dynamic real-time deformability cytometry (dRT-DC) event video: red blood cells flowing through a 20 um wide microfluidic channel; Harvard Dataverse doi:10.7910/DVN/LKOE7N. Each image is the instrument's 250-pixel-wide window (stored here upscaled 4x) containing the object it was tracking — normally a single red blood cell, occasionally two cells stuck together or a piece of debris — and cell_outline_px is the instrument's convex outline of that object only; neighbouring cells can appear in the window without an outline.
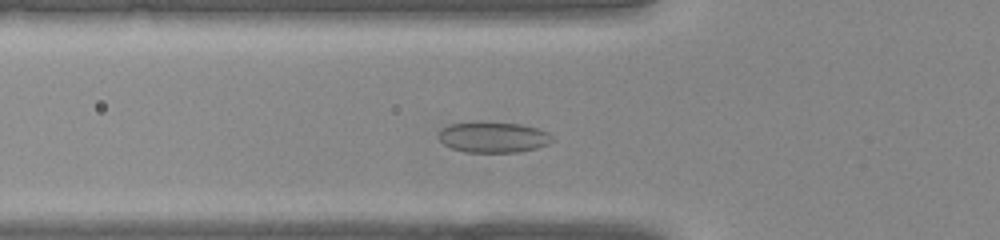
{"species": "common noctule bat (a hibernating species)", "species_latin": "Nyctalus noctula", "temperature_condition": "warm", "stored_images_in_passage": 38, "camera_frame_rate_fps": 3000, "um_per_image_px": 0.085, "animal": {"sex": "female", "body_mass_g": 22.0, "forearm_length_mm": 56.7}, "frame": {"image": 1, "passage_image": 12, "time_ms": 3.667, "image_size_px": [1000, 240], "cell_outline_px": [[556, 140], [548, 144], [536, 148], [516, 152], [464, 152], [452, 148], [444, 144], [436, 136], [440, 128], [452, 124], [520, 124], [536, 128], [548, 132]], "centroid_in_image_um": [41.93, 11.7], "position_along_channel_um": 83.9, "area_um2": 19.83}}
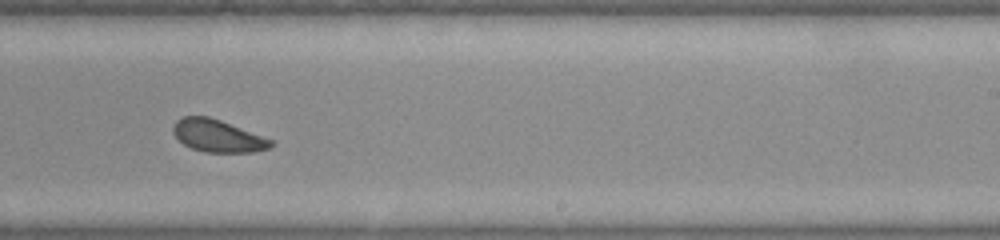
{"frame": {"image": 2, "passage_image": 23, "time_ms": 7.333, "image_size_px": [1000, 240], "cell_outline_px": [[276, 144], [268, 148], [252, 152], [204, 152], [192, 148], [184, 144], [172, 132], [172, 128], [176, 120], [184, 116], [208, 116], [220, 120], [276, 140]], "centroid_in_image_um": [18.55, 11.54], "position_along_channel_um": 270.4, "area_um2": 18.55}}
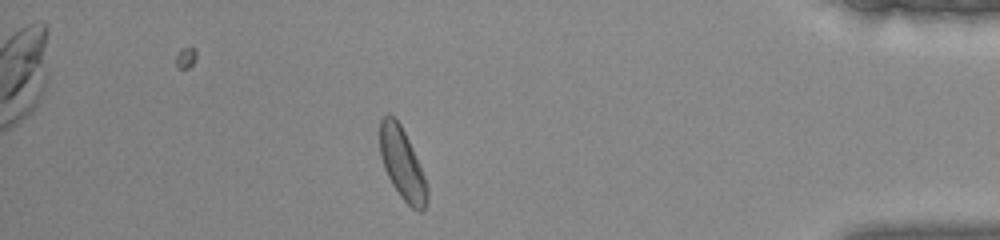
{"frame": {"image": 3, "passage_image": 33, "time_ms": 10.667, "image_size_px": [1000, 240], "cell_outline_px": [[428, 200], [424, 208], [420, 212], [412, 208], [400, 196], [392, 184], [384, 168], [380, 156], [380, 120], [388, 112], [400, 124], [412, 148], [428, 184]], "centroid_in_image_um": [34.19, 13.95], "position_along_channel_um": 401.0, "area_um2": 19.54}}